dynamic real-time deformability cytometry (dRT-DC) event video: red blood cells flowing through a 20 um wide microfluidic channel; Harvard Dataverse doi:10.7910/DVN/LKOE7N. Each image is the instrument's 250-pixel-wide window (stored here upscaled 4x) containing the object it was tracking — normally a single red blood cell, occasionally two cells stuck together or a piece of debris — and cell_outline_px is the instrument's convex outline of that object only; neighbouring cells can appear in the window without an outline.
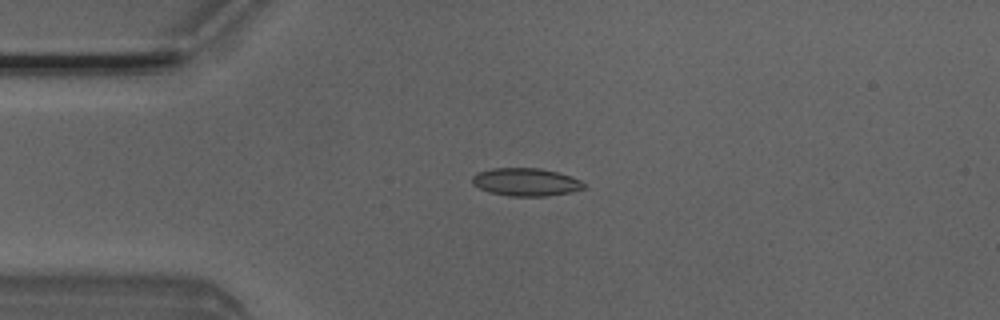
{"species": "Egyptian fruit bat (a non-hibernating species)", "species_latin": "Rousettus aegyptiacus", "temperature_condition": "room temperature", "stored_images_in_passage": 4, "camera_frame_rate_fps": 3000, "um_per_image_px": 0.085, "animal": {"sex": "male"}, "frame": {"image": 1, "passage_image": 3, "time_ms": 0.667, "image_size_px": [1000, 320], "cell_outline_px": [[588, 188], [572, 192], [548, 196], [508, 196], [488, 192], [472, 184], [472, 176], [476, 172], [492, 168], [540, 168], [556, 172], [580, 180], [588, 184]], "centroid_in_image_um": [44.71, 15.48], "position_along_channel_um": 40.3, "area_um2": 18.38}}